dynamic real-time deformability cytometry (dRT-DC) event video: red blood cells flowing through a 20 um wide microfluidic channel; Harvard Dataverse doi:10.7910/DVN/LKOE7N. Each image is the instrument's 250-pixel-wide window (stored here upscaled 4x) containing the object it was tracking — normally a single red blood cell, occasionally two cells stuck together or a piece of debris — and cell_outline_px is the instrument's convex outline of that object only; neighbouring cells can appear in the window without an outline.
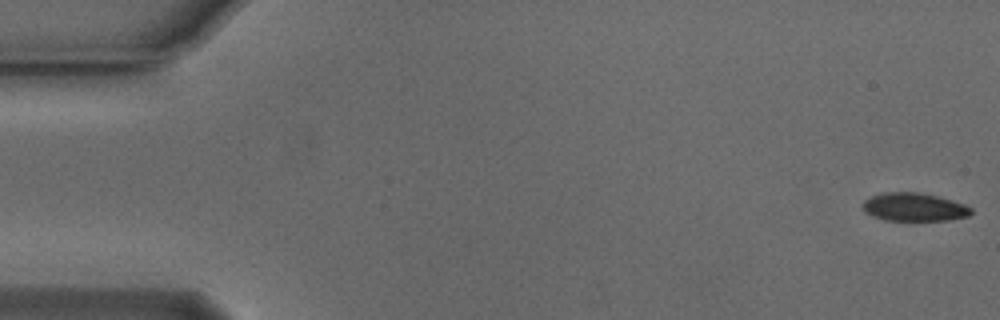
{"species": "Egyptian fruit bat (a non-hibernating species)", "species_latin": "Rousettus aegyptiacus", "temperature_condition": "cold", "stored_images_in_passage": 54, "camera_frame_rate_fps": 3000, "um_per_image_px": 0.085, "animal": {"sex": "male"}, "frame": {"image": 1, "passage_image": 1, "time_ms": 0.0, "image_size_px": [1000, 320], "cell_outline_px": [[972, 212], [968, 216], [944, 220], [888, 220], [876, 216], [868, 212], [864, 208], [864, 200], [872, 196], [892, 192], [912, 192], [932, 196], [948, 200], [972, 208]], "centroid_in_image_um": [77.7, 17.61], "position_along_channel_um": 7.3, "area_um2": 16.82}}
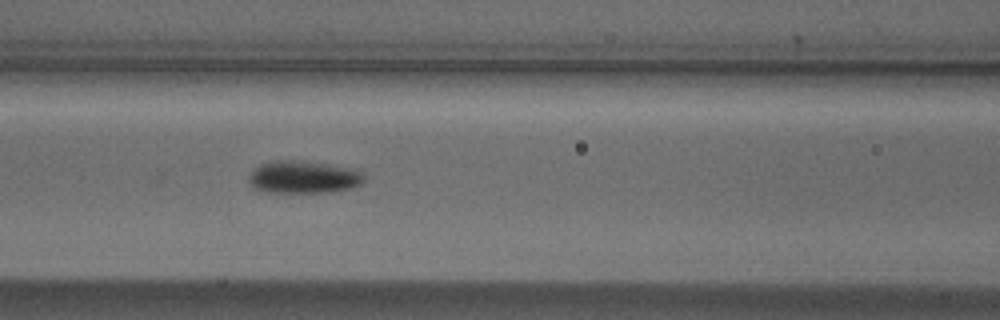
{"frame": {"image": 2, "passage_image": 23, "time_ms": 7.333, "image_size_px": [1000, 320], "cell_outline_px": [[360, 180], [356, 184], [344, 188], [312, 192], [288, 192], [260, 188], [252, 180], [252, 172], [256, 168], [264, 164], [308, 164], [356, 172], [360, 176]], "centroid_in_image_um": [25.72, 15.12], "position_along_channel_um": 140.9, "area_um2": 17.74}}
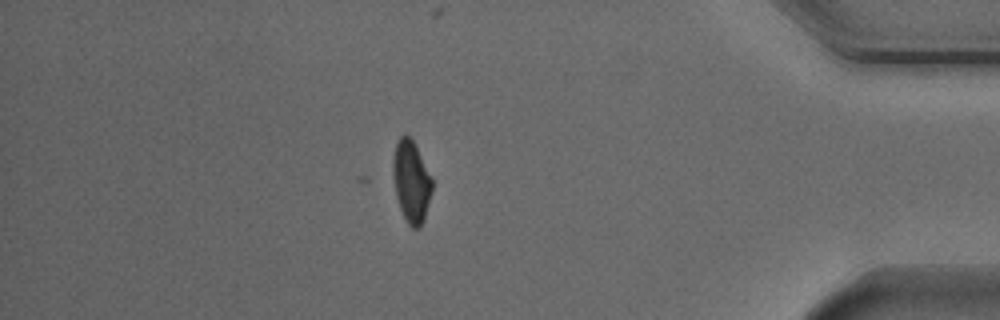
{"frame": {"image": 3, "passage_image": 47, "time_ms": 15.333, "image_size_px": [1000, 320], "cell_outline_px": [[432, 188], [424, 216], [420, 224], [416, 228], [412, 228], [408, 224], [400, 208], [396, 196], [392, 164], [396, 144], [400, 136], [408, 136], [412, 140], [432, 180]], "centroid_in_image_um": [34.93, 15.43], "position_along_channel_um": 400.3, "area_um2": 17.74}, "authors_computed_cell_mechanics": {"area_um2": 17.7446, "velocity_mm_per_s": 3.7622, "shape_relaxation_time_tau1_ms": 6.6688, "shape_relaxation_time_tau2_ms": null, "deformation_change_tau1": 0.1869, "deformation_change_tau2": null}}